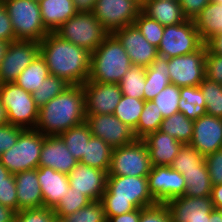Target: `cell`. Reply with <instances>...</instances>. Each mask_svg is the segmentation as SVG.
Segmentation results:
<instances>
[{
  "label": "cell",
  "mask_w": 222,
  "mask_h": 222,
  "mask_svg": "<svg viewBox=\"0 0 222 222\" xmlns=\"http://www.w3.org/2000/svg\"><path fill=\"white\" fill-rule=\"evenodd\" d=\"M204 45L193 20L164 26L163 36L157 48L158 55L168 59L196 52Z\"/></svg>",
  "instance_id": "10"
},
{
  "label": "cell",
  "mask_w": 222,
  "mask_h": 222,
  "mask_svg": "<svg viewBox=\"0 0 222 222\" xmlns=\"http://www.w3.org/2000/svg\"><path fill=\"white\" fill-rule=\"evenodd\" d=\"M169 79L168 58L157 56L149 67H146L144 100L154 99L166 86Z\"/></svg>",
  "instance_id": "27"
},
{
  "label": "cell",
  "mask_w": 222,
  "mask_h": 222,
  "mask_svg": "<svg viewBox=\"0 0 222 222\" xmlns=\"http://www.w3.org/2000/svg\"><path fill=\"white\" fill-rule=\"evenodd\" d=\"M7 178H14V174L10 173L8 169L0 162V182H7Z\"/></svg>",
  "instance_id": "58"
},
{
  "label": "cell",
  "mask_w": 222,
  "mask_h": 222,
  "mask_svg": "<svg viewBox=\"0 0 222 222\" xmlns=\"http://www.w3.org/2000/svg\"><path fill=\"white\" fill-rule=\"evenodd\" d=\"M132 62L118 38L110 33L91 52L90 75L87 81L119 84Z\"/></svg>",
  "instance_id": "4"
},
{
  "label": "cell",
  "mask_w": 222,
  "mask_h": 222,
  "mask_svg": "<svg viewBox=\"0 0 222 222\" xmlns=\"http://www.w3.org/2000/svg\"><path fill=\"white\" fill-rule=\"evenodd\" d=\"M0 204L18 212L15 178H7V182H0Z\"/></svg>",
  "instance_id": "49"
},
{
  "label": "cell",
  "mask_w": 222,
  "mask_h": 222,
  "mask_svg": "<svg viewBox=\"0 0 222 222\" xmlns=\"http://www.w3.org/2000/svg\"><path fill=\"white\" fill-rule=\"evenodd\" d=\"M0 40L7 43L17 41L11 25V19L2 0H0Z\"/></svg>",
  "instance_id": "51"
},
{
  "label": "cell",
  "mask_w": 222,
  "mask_h": 222,
  "mask_svg": "<svg viewBox=\"0 0 222 222\" xmlns=\"http://www.w3.org/2000/svg\"><path fill=\"white\" fill-rule=\"evenodd\" d=\"M199 87L205 99L206 113L222 118V85L205 78Z\"/></svg>",
  "instance_id": "39"
},
{
  "label": "cell",
  "mask_w": 222,
  "mask_h": 222,
  "mask_svg": "<svg viewBox=\"0 0 222 222\" xmlns=\"http://www.w3.org/2000/svg\"><path fill=\"white\" fill-rule=\"evenodd\" d=\"M16 211L0 204V222H14Z\"/></svg>",
  "instance_id": "57"
},
{
  "label": "cell",
  "mask_w": 222,
  "mask_h": 222,
  "mask_svg": "<svg viewBox=\"0 0 222 222\" xmlns=\"http://www.w3.org/2000/svg\"><path fill=\"white\" fill-rule=\"evenodd\" d=\"M207 47L204 44L196 52L168 59L169 79L178 87L199 86L206 78L205 59Z\"/></svg>",
  "instance_id": "11"
},
{
  "label": "cell",
  "mask_w": 222,
  "mask_h": 222,
  "mask_svg": "<svg viewBox=\"0 0 222 222\" xmlns=\"http://www.w3.org/2000/svg\"><path fill=\"white\" fill-rule=\"evenodd\" d=\"M68 151L79 162L85 156L86 145L93 136L86 122L73 126L59 135Z\"/></svg>",
  "instance_id": "33"
},
{
  "label": "cell",
  "mask_w": 222,
  "mask_h": 222,
  "mask_svg": "<svg viewBox=\"0 0 222 222\" xmlns=\"http://www.w3.org/2000/svg\"><path fill=\"white\" fill-rule=\"evenodd\" d=\"M100 201L104 205L107 220L157 204L149 191L147 176H107L106 190Z\"/></svg>",
  "instance_id": "3"
},
{
  "label": "cell",
  "mask_w": 222,
  "mask_h": 222,
  "mask_svg": "<svg viewBox=\"0 0 222 222\" xmlns=\"http://www.w3.org/2000/svg\"><path fill=\"white\" fill-rule=\"evenodd\" d=\"M194 130V120L188 119L183 113L177 112L161 122L159 131L168 134L177 141L189 144Z\"/></svg>",
  "instance_id": "32"
},
{
  "label": "cell",
  "mask_w": 222,
  "mask_h": 222,
  "mask_svg": "<svg viewBox=\"0 0 222 222\" xmlns=\"http://www.w3.org/2000/svg\"><path fill=\"white\" fill-rule=\"evenodd\" d=\"M16 40L37 41L49 33L45 28L40 12L39 2L34 0H2Z\"/></svg>",
  "instance_id": "5"
},
{
  "label": "cell",
  "mask_w": 222,
  "mask_h": 222,
  "mask_svg": "<svg viewBox=\"0 0 222 222\" xmlns=\"http://www.w3.org/2000/svg\"><path fill=\"white\" fill-rule=\"evenodd\" d=\"M86 106L82 85H70L39 108L35 129L45 136H57L85 122Z\"/></svg>",
  "instance_id": "2"
},
{
  "label": "cell",
  "mask_w": 222,
  "mask_h": 222,
  "mask_svg": "<svg viewBox=\"0 0 222 222\" xmlns=\"http://www.w3.org/2000/svg\"><path fill=\"white\" fill-rule=\"evenodd\" d=\"M205 73L207 79L222 85V55L212 54L207 49Z\"/></svg>",
  "instance_id": "50"
},
{
  "label": "cell",
  "mask_w": 222,
  "mask_h": 222,
  "mask_svg": "<svg viewBox=\"0 0 222 222\" xmlns=\"http://www.w3.org/2000/svg\"><path fill=\"white\" fill-rule=\"evenodd\" d=\"M90 202H92L87 196L72 190L69 187L66 195L58 202V204L53 208V212L57 218H64L65 216L72 214L79 209L85 207Z\"/></svg>",
  "instance_id": "42"
},
{
  "label": "cell",
  "mask_w": 222,
  "mask_h": 222,
  "mask_svg": "<svg viewBox=\"0 0 222 222\" xmlns=\"http://www.w3.org/2000/svg\"><path fill=\"white\" fill-rule=\"evenodd\" d=\"M50 75L45 59L40 53L19 74L14 83L29 93H33L41 86L43 81Z\"/></svg>",
  "instance_id": "29"
},
{
  "label": "cell",
  "mask_w": 222,
  "mask_h": 222,
  "mask_svg": "<svg viewBox=\"0 0 222 222\" xmlns=\"http://www.w3.org/2000/svg\"><path fill=\"white\" fill-rule=\"evenodd\" d=\"M145 100L122 95L114 115L133 131L136 129Z\"/></svg>",
  "instance_id": "37"
},
{
  "label": "cell",
  "mask_w": 222,
  "mask_h": 222,
  "mask_svg": "<svg viewBox=\"0 0 222 222\" xmlns=\"http://www.w3.org/2000/svg\"><path fill=\"white\" fill-rule=\"evenodd\" d=\"M62 219L64 222H107L104 205L101 201H92Z\"/></svg>",
  "instance_id": "43"
},
{
  "label": "cell",
  "mask_w": 222,
  "mask_h": 222,
  "mask_svg": "<svg viewBox=\"0 0 222 222\" xmlns=\"http://www.w3.org/2000/svg\"><path fill=\"white\" fill-rule=\"evenodd\" d=\"M8 43L0 40V63L4 57L5 51L7 49Z\"/></svg>",
  "instance_id": "61"
},
{
  "label": "cell",
  "mask_w": 222,
  "mask_h": 222,
  "mask_svg": "<svg viewBox=\"0 0 222 222\" xmlns=\"http://www.w3.org/2000/svg\"><path fill=\"white\" fill-rule=\"evenodd\" d=\"M213 2H215V3H220V4H222V0H212Z\"/></svg>",
  "instance_id": "64"
},
{
  "label": "cell",
  "mask_w": 222,
  "mask_h": 222,
  "mask_svg": "<svg viewBox=\"0 0 222 222\" xmlns=\"http://www.w3.org/2000/svg\"><path fill=\"white\" fill-rule=\"evenodd\" d=\"M52 222H64L63 219L55 217Z\"/></svg>",
  "instance_id": "63"
},
{
  "label": "cell",
  "mask_w": 222,
  "mask_h": 222,
  "mask_svg": "<svg viewBox=\"0 0 222 222\" xmlns=\"http://www.w3.org/2000/svg\"><path fill=\"white\" fill-rule=\"evenodd\" d=\"M107 175L106 171L78 162L68 174L69 185L91 201H100L106 190Z\"/></svg>",
  "instance_id": "19"
},
{
  "label": "cell",
  "mask_w": 222,
  "mask_h": 222,
  "mask_svg": "<svg viewBox=\"0 0 222 222\" xmlns=\"http://www.w3.org/2000/svg\"><path fill=\"white\" fill-rule=\"evenodd\" d=\"M9 124L8 119H7V112L6 108L2 104L0 100V126Z\"/></svg>",
  "instance_id": "60"
},
{
  "label": "cell",
  "mask_w": 222,
  "mask_h": 222,
  "mask_svg": "<svg viewBox=\"0 0 222 222\" xmlns=\"http://www.w3.org/2000/svg\"><path fill=\"white\" fill-rule=\"evenodd\" d=\"M134 24L140 30L144 38L152 45L158 48L160 45L164 26H162L158 21L148 17L142 11L139 13L138 17L135 19Z\"/></svg>",
  "instance_id": "44"
},
{
  "label": "cell",
  "mask_w": 222,
  "mask_h": 222,
  "mask_svg": "<svg viewBox=\"0 0 222 222\" xmlns=\"http://www.w3.org/2000/svg\"><path fill=\"white\" fill-rule=\"evenodd\" d=\"M141 214V208H137L134 211H130L121 215L110 217L107 222H139Z\"/></svg>",
  "instance_id": "53"
},
{
  "label": "cell",
  "mask_w": 222,
  "mask_h": 222,
  "mask_svg": "<svg viewBox=\"0 0 222 222\" xmlns=\"http://www.w3.org/2000/svg\"><path fill=\"white\" fill-rule=\"evenodd\" d=\"M139 222H171V216L165 203L141 208Z\"/></svg>",
  "instance_id": "46"
},
{
  "label": "cell",
  "mask_w": 222,
  "mask_h": 222,
  "mask_svg": "<svg viewBox=\"0 0 222 222\" xmlns=\"http://www.w3.org/2000/svg\"><path fill=\"white\" fill-rule=\"evenodd\" d=\"M180 87L169 84L152 101L157 105L163 118L179 112Z\"/></svg>",
  "instance_id": "41"
},
{
  "label": "cell",
  "mask_w": 222,
  "mask_h": 222,
  "mask_svg": "<svg viewBox=\"0 0 222 222\" xmlns=\"http://www.w3.org/2000/svg\"><path fill=\"white\" fill-rule=\"evenodd\" d=\"M70 85L63 79L49 75L36 91L32 94V98L38 108L47 104L51 99L61 94Z\"/></svg>",
  "instance_id": "38"
},
{
  "label": "cell",
  "mask_w": 222,
  "mask_h": 222,
  "mask_svg": "<svg viewBox=\"0 0 222 222\" xmlns=\"http://www.w3.org/2000/svg\"><path fill=\"white\" fill-rule=\"evenodd\" d=\"M209 222H222V210L213 209L210 213Z\"/></svg>",
  "instance_id": "59"
},
{
  "label": "cell",
  "mask_w": 222,
  "mask_h": 222,
  "mask_svg": "<svg viewBox=\"0 0 222 222\" xmlns=\"http://www.w3.org/2000/svg\"><path fill=\"white\" fill-rule=\"evenodd\" d=\"M204 157L222 148V118L203 115L194 120L193 136L189 143Z\"/></svg>",
  "instance_id": "20"
},
{
  "label": "cell",
  "mask_w": 222,
  "mask_h": 222,
  "mask_svg": "<svg viewBox=\"0 0 222 222\" xmlns=\"http://www.w3.org/2000/svg\"><path fill=\"white\" fill-rule=\"evenodd\" d=\"M145 73L146 67L132 65L119 83L122 95L144 100Z\"/></svg>",
  "instance_id": "36"
},
{
  "label": "cell",
  "mask_w": 222,
  "mask_h": 222,
  "mask_svg": "<svg viewBox=\"0 0 222 222\" xmlns=\"http://www.w3.org/2000/svg\"><path fill=\"white\" fill-rule=\"evenodd\" d=\"M179 112L188 119L197 120L206 115V103L199 86L180 87Z\"/></svg>",
  "instance_id": "31"
},
{
  "label": "cell",
  "mask_w": 222,
  "mask_h": 222,
  "mask_svg": "<svg viewBox=\"0 0 222 222\" xmlns=\"http://www.w3.org/2000/svg\"><path fill=\"white\" fill-rule=\"evenodd\" d=\"M142 7L133 0H97L93 15L109 32L134 24Z\"/></svg>",
  "instance_id": "12"
},
{
  "label": "cell",
  "mask_w": 222,
  "mask_h": 222,
  "mask_svg": "<svg viewBox=\"0 0 222 222\" xmlns=\"http://www.w3.org/2000/svg\"><path fill=\"white\" fill-rule=\"evenodd\" d=\"M55 217L52 208L40 207L16 212L14 222H52Z\"/></svg>",
  "instance_id": "45"
},
{
  "label": "cell",
  "mask_w": 222,
  "mask_h": 222,
  "mask_svg": "<svg viewBox=\"0 0 222 222\" xmlns=\"http://www.w3.org/2000/svg\"><path fill=\"white\" fill-rule=\"evenodd\" d=\"M39 53L45 59L50 75L69 85H83L90 75L91 52L49 32L39 43Z\"/></svg>",
  "instance_id": "1"
},
{
  "label": "cell",
  "mask_w": 222,
  "mask_h": 222,
  "mask_svg": "<svg viewBox=\"0 0 222 222\" xmlns=\"http://www.w3.org/2000/svg\"><path fill=\"white\" fill-rule=\"evenodd\" d=\"M39 54V42L17 40L8 43L0 63V84L14 82Z\"/></svg>",
  "instance_id": "13"
},
{
  "label": "cell",
  "mask_w": 222,
  "mask_h": 222,
  "mask_svg": "<svg viewBox=\"0 0 222 222\" xmlns=\"http://www.w3.org/2000/svg\"><path fill=\"white\" fill-rule=\"evenodd\" d=\"M113 148L100 138L92 136L86 145L85 156L79 161L108 173Z\"/></svg>",
  "instance_id": "30"
},
{
  "label": "cell",
  "mask_w": 222,
  "mask_h": 222,
  "mask_svg": "<svg viewBox=\"0 0 222 222\" xmlns=\"http://www.w3.org/2000/svg\"><path fill=\"white\" fill-rule=\"evenodd\" d=\"M82 86L86 115L114 114L122 97L119 84L86 81Z\"/></svg>",
  "instance_id": "16"
},
{
  "label": "cell",
  "mask_w": 222,
  "mask_h": 222,
  "mask_svg": "<svg viewBox=\"0 0 222 222\" xmlns=\"http://www.w3.org/2000/svg\"><path fill=\"white\" fill-rule=\"evenodd\" d=\"M163 119L161 112L157 109V105L152 100L145 101L137 127L133 131L135 138L142 140L148 134L159 130Z\"/></svg>",
  "instance_id": "35"
},
{
  "label": "cell",
  "mask_w": 222,
  "mask_h": 222,
  "mask_svg": "<svg viewBox=\"0 0 222 222\" xmlns=\"http://www.w3.org/2000/svg\"><path fill=\"white\" fill-rule=\"evenodd\" d=\"M44 138L36 129H24L17 143L0 156V162L12 174L37 169Z\"/></svg>",
  "instance_id": "7"
},
{
  "label": "cell",
  "mask_w": 222,
  "mask_h": 222,
  "mask_svg": "<svg viewBox=\"0 0 222 222\" xmlns=\"http://www.w3.org/2000/svg\"><path fill=\"white\" fill-rule=\"evenodd\" d=\"M204 44L212 54L222 55V33L213 35Z\"/></svg>",
  "instance_id": "54"
},
{
  "label": "cell",
  "mask_w": 222,
  "mask_h": 222,
  "mask_svg": "<svg viewBox=\"0 0 222 222\" xmlns=\"http://www.w3.org/2000/svg\"><path fill=\"white\" fill-rule=\"evenodd\" d=\"M210 197L213 208L222 210V184L212 185Z\"/></svg>",
  "instance_id": "55"
},
{
  "label": "cell",
  "mask_w": 222,
  "mask_h": 222,
  "mask_svg": "<svg viewBox=\"0 0 222 222\" xmlns=\"http://www.w3.org/2000/svg\"><path fill=\"white\" fill-rule=\"evenodd\" d=\"M212 185L222 184V148L205 156Z\"/></svg>",
  "instance_id": "48"
},
{
  "label": "cell",
  "mask_w": 222,
  "mask_h": 222,
  "mask_svg": "<svg viewBox=\"0 0 222 222\" xmlns=\"http://www.w3.org/2000/svg\"><path fill=\"white\" fill-rule=\"evenodd\" d=\"M185 179L187 197H207L211 196L212 183L206 163L198 170L183 171Z\"/></svg>",
  "instance_id": "34"
},
{
  "label": "cell",
  "mask_w": 222,
  "mask_h": 222,
  "mask_svg": "<svg viewBox=\"0 0 222 222\" xmlns=\"http://www.w3.org/2000/svg\"><path fill=\"white\" fill-rule=\"evenodd\" d=\"M200 38L205 43L215 34L222 33V4L211 1L193 20Z\"/></svg>",
  "instance_id": "28"
},
{
  "label": "cell",
  "mask_w": 222,
  "mask_h": 222,
  "mask_svg": "<svg viewBox=\"0 0 222 222\" xmlns=\"http://www.w3.org/2000/svg\"><path fill=\"white\" fill-rule=\"evenodd\" d=\"M77 12H92L97 0H72Z\"/></svg>",
  "instance_id": "56"
},
{
  "label": "cell",
  "mask_w": 222,
  "mask_h": 222,
  "mask_svg": "<svg viewBox=\"0 0 222 222\" xmlns=\"http://www.w3.org/2000/svg\"><path fill=\"white\" fill-rule=\"evenodd\" d=\"M113 34L121 42L133 65L149 67L158 56L157 47L144 38L135 24L119 28Z\"/></svg>",
  "instance_id": "17"
},
{
  "label": "cell",
  "mask_w": 222,
  "mask_h": 222,
  "mask_svg": "<svg viewBox=\"0 0 222 222\" xmlns=\"http://www.w3.org/2000/svg\"><path fill=\"white\" fill-rule=\"evenodd\" d=\"M39 5L42 22L49 32H55L78 13L72 0H41Z\"/></svg>",
  "instance_id": "25"
},
{
  "label": "cell",
  "mask_w": 222,
  "mask_h": 222,
  "mask_svg": "<svg viewBox=\"0 0 222 222\" xmlns=\"http://www.w3.org/2000/svg\"><path fill=\"white\" fill-rule=\"evenodd\" d=\"M171 216V222H209L214 209L211 197L178 196L166 203Z\"/></svg>",
  "instance_id": "18"
},
{
  "label": "cell",
  "mask_w": 222,
  "mask_h": 222,
  "mask_svg": "<svg viewBox=\"0 0 222 222\" xmlns=\"http://www.w3.org/2000/svg\"><path fill=\"white\" fill-rule=\"evenodd\" d=\"M0 100L7 112L9 124L24 129H35L39 108L32 94L17 86L14 82L0 84Z\"/></svg>",
  "instance_id": "8"
},
{
  "label": "cell",
  "mask_w": 222,
  "mask_h": 222,
  "mask_svg": "<svg viewBox=\"0 0 222 222\" xmlns=\"http://www.w3.org/2000/svg\"><path fill=\"white\" fill-rule=\"evenodd\" d=\"M23 130L24 128L12 124L0 126V156L17 143Z\"/></svg>",
  "instance_id": "47"
},
{
  "label": "cell",
  "mask_w": 222,
  "mask_h": 222,
  "mask_svg": "<svg viewBox=\"0 0 222 222\" xmlns=\"http://www.w3.org/2000/svg\"><path fill=\"white\" fill-rule=\"evenodd\" d=\"M55 33L89 52H93L110 34L92 12H78L63 23Z\"/></svg>",
  "instance_id": "6"
},
{
  "label": "cell",
  "mask_w": 222,
  "mask_h": 222,
  "mask_svg": "<svg viewBox=\"0 0 222 222\" xmlns=\"http://www.w3.org/2000/svg\"><path fill=\"white\" fill-rule=\"evenodd\" d=\"M205 157L189 144H184L180 148L170 167L183 174V171L198 170L204 165Z\"/></svg>",
  "instance_id": "40"
},
{
  "label": "cell",
  "mask_w": 222,
  "mask_h": 222,
  "mask_svg": "<svg viewBox=\"0 0 222 222\" xmlns=\"http://www.w3.org/2000/svg\"><path fill=\"white\" fill-rule=\"evenodd\" d=\"M135 1L137 4H139L141 7L144 5V3L146 2V0H133Z\"/></svg>",
  "instance_id": "62"
},
{
  "label": "cell",
  "mask_w": 222,
  "mask_h": 222,
  "mask_svg": "<svg viewBox=\"0 0 222 222\" xmlns=\"http://www.w3.org/2000/svg\"><path fill=\"white\" fill-rule=\"evenodd\" d=\"M148 147L152 166H170L182 143L159 130L142 139Z\"/></svg>",
  "instance_id": "23"
},
{
  "label": "cell",
  "mask_w": 222,
  "mask_h": 222,
  "mask_svg": "<svg viewBox=\"0 0 222 222\" xmlns=\"http://www.w3.org/2000/svg\"><path fill=\"white\" fill-rule=\"evenodd\" d=\"M147 178L149 191L157 203H166L185 194L184 177L170 166H152Z\"/></svg>",
  "instance_id": "15"
},
{
  "label": "cell",
  "mask_w": 222,
  "mask_h": 222,
  "mask_svg": "<svg viewBox=\"0 0 222 222\" xmlns=\"http://www.w3.org/2000/svg\"><path fill=\"white\" fill-rule=\"evenodd\" d=\"M212 0H180L182 12L188 20H194L202 9Z\"/></svg>",
  "instance_id": "52"
},
{
  "label": "cell",
  "mask_w": 222,
  "mask_h": 222,
  "mask_svg": "<svg viewBox=\"0 0 222 222\" xmlns=\"http://www.w3.org/2000/svg\"><path fill=\"white\" fill-rule=\"evenodd\" d=\"M18 212L24 209L44 207L37 169L22 171L14 174Z\"/></svg>",
  "instance_id": "24"
},
{
  "label": "cell",
  "mask_w": 222,
  "mask_h": 222,
  "mask_svg": "<svg viewBox=\"0 0 222 222\" xmlns=\"http://www.w3.org/2000/svg\"><path fill=\"white\" fill-rule=\"evenodd\" d=\"M77 164L78 161L68 151L59 135L45 136L39 159V167H50L68 175Z\"/></svg>",
  "instance_id": "21"
},
{
  "label": "cell",
  "mask_w": 222,
  "mask_h": 222,
  "mask_svg": "<svg viewBox=\"0 0 222 222\" xmlns=\"http://www.w3.org/2000/svg\"><path fill=\"white\" fill-rule=\"evenodd\" d=\"M141 11L162 26L176 25L187 20L179 2L169 0H146Z\"/></svg>",
  "instance_id": "26"
},
{
  "label": "cell",
  "mask_w": 222,
  "mask_h": 222,
  "mask_svg": "<svg viewBox=\"0 0 222 222\" xmlns=\"http://www.w3.org/2000/svg\"><path fill=\"white\" fill-rule=\"evenodd\" d=\"M85 122L94 137L102 139L113 149L136 140L133 130L114 114L86 115Z\"/></svg>",
  "instance_id": "14"
},
{
  "label": "cell",
  "mask_w": 222,
  "mask_h": 222,
  "mask_svg": "<svg viewBox=\"0 0 222 222\" xmlns=\"http://www.w3.org/2000/svg\"><path fill=\"white\" fill-rule=\"evenodd\" d=\"M37 177L44 207L53 209L68 192L70 187L68 175L50 167H38Z\"/></svg>",
  "instance_id": "22"
},
{
  "label": "cell",
  "mask_w": 222,
  "mask_h": 222,
  "mask_svg": "<svg viewBox=\"0 0 222 222\" xmlns=\"http://www.w3.org/2000/svg\"><path fill=\"white\" fill-rule=\"evenodd\" d=\"M152 168L148 147L141 139L114 148L107 176H148Z\"/></svg>",
  "instance_id": "9"
}]
</instances>
